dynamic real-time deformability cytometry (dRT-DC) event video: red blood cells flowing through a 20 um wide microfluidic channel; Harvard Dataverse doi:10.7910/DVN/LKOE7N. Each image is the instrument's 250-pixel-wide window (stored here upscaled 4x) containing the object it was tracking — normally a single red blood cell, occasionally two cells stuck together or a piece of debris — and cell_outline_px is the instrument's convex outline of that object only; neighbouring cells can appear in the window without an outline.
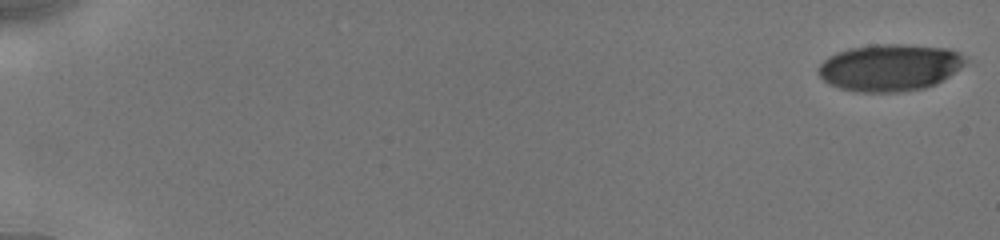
{"species": "human", "species_latin": "Homo sapiens", "temperature_condition": "cold", "stored_images_in_passage": 23, "camera_frame_rate_fps": 3000, "um_per_image_px": 0.085, "donor": {"sex": "male"}, "frame": {"image": 1, "passage_image": 1, "time_ms": 0.0, "image_size_px": [1000, 240], "cell_outline_px": [[968, 60], [960, 68], [936, 84], [924, 88], [900, 92], [856, 92], [840, 88], [828, 84], [816, 72], [816, 68], [828, 56], [836, 52], [848, 48], [872, 44], [908, 44], [948, 48], [960, 52]], "centroid_in_image_um": [75.61, 5.73], "position_along_channel_um": 9.4, "area_um2": 40.69}}
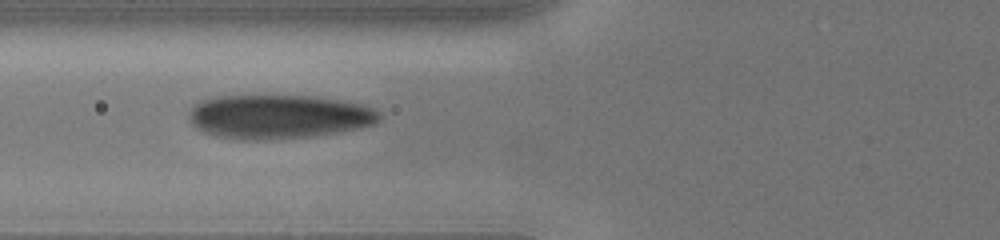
{"frame": {"image": 2, "passage_image": 14, "time_ms": 7.333, "image_size_px": [1000, 240], "cell_outline_px": [[380, 120], [376, 124], [360, 128], [340, 132], [312, 136], [264, 140], [244, 140], [216, 136], [204, 132], [196, 128], [192, 124], [188, 112], [200, 100], [220, 96], [316, 96], [340, 100], [360, 104], [372, 108], [380, 112]], "centroid_in_image_um": [23.7, 9.92], "position_along_channel_um": 102.1, "area_um2": 48.96}}
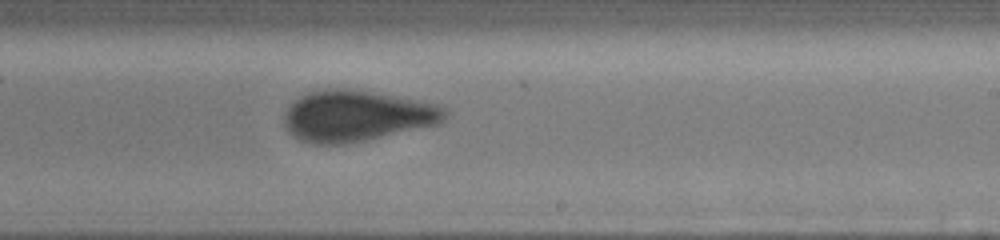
{"frame": {"image": 3, "passage_image": 23, "time_ms": 11.333, "image_size_px": [1000, 240], "cell_outline_px": [[448, 112], [444, 120], [436, 124], [364, 140], [344, 144], [312, 144], [300, 140], [292, 136], [288, 132], [284, 124], [284, 112], [300, 96], [308, 92], [328, 88], [344, 88], [440, 104]], "centroid_in_image_um": [30.26, 9.85], "position_along_channel_um": 258.7, "area_um2": 47.28}}